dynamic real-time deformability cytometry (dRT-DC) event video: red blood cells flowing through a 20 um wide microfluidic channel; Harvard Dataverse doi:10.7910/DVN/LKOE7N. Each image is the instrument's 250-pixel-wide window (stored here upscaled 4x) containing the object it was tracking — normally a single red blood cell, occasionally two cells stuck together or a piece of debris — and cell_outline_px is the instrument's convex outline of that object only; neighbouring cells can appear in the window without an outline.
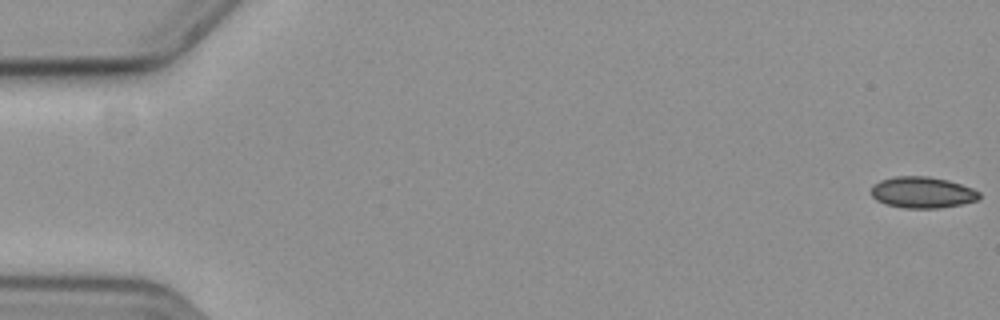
{"species": "common noctule bat (a hibernating species)", "species_latin": "Nyctalus noctula", "temperature_condition": "cold", "stored_images_in_passage": 59, "camera_frame_rate_fps": 3000, "um_per_image_px": 0.085, "animal": {"sex": "female", "body_mass_g": 19.3, "forearm_length_mm": 54.1}, "frame": {"image": 1, "passage_image": 1, "time_ms": 0.0, "image_size_px": [1000, 320], "cell_outline_px": [[980, 196], [976, 200], [960, 204], [940, 208], [904, 208], [888, 204], [876, 200], [872, 196], [872, 184], [880, 180], [896, 176], [928, 176], [948, 180], [972, 188], [980, 192]], "centroid_in_image_um": [78.38, 16.35], "position_along_channel_um": 6.6, "area_um2": 19.59}}
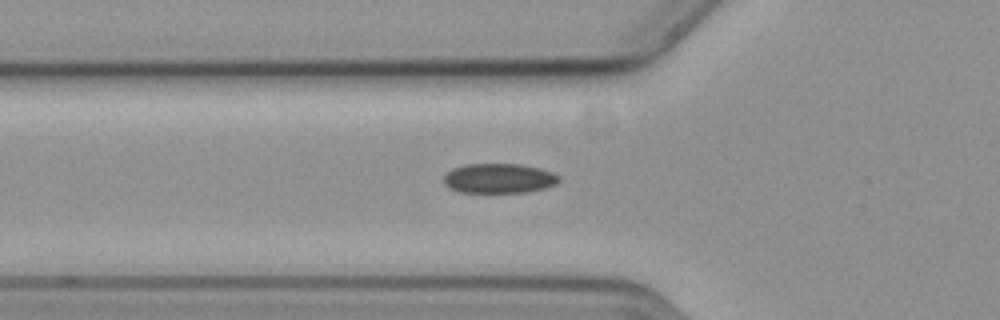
{"frame": {"image": 2, "passage_image": 21, "time_ms": 6.667, "image_size_px": [1000, 320], "cell_outline_px": [[560, 180], [556, 184], [544, 188], [528, 192], [460, 192], [448, 188], [444, 184], [444, 176], [452, 168], [468, 164], [520, 164], [540, 168], [552, 172], [560, 176]], "centroid_in_image_um": [42.42, 15.16], "position_along_channel_um": 83.4, "area_um2": 20.0}}
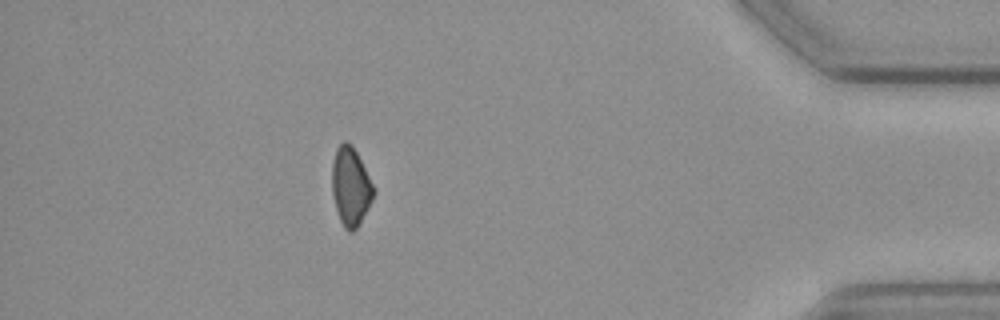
{"frame": {"image": 3, "passage_image": 52, "time_ms": 17.0, "image_size_px": [1000, 320], "cell_outline_px": [[376, 192], [360, 224], [352, 232], [348, 232], [344, 228], [340, 220], [336, 208], [332, 192], [332, 164], [336, 148], [344, 140], [352, 144]], "centroid_in_image_um": [29.79, 15.87], "position_along_channel_um": 405.4, "area_um2": 18.84}, "authors_computed_cell_mechanics": {"area_um2": 19.9988, "velocity_mm_per_s": 3.6, "shape_relaxation_time_tau1_ms": 5.2705, "shape_relaxation_time_tau2_ms": null, "deformation_change_tau1": 0.0684, "deformation_change_tau2": null}}